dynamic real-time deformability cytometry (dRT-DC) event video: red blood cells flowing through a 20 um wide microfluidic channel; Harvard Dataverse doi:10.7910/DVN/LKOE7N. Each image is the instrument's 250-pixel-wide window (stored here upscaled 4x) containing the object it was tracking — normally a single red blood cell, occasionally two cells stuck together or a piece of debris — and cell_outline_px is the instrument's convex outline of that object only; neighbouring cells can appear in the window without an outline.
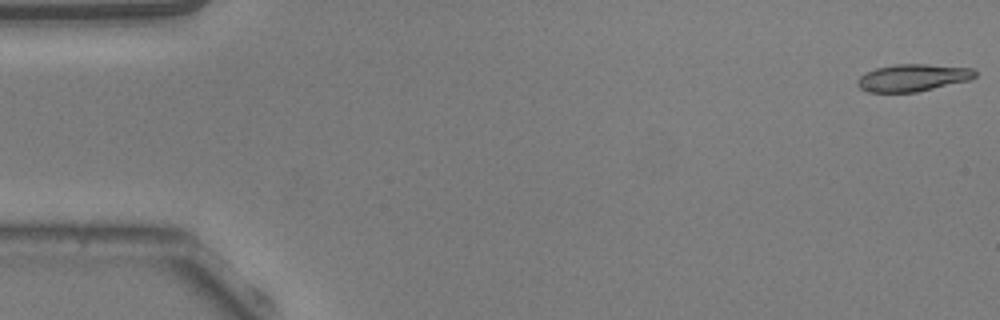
{"species": "common noctule bat (a hibernating species)", "species_latin": "Nyctalus noctula", "temperature_condition": "warm", "stored_images_in_passage": 43, "camera_frame_rate_fps": 3000, "um_per_image_px": 0.085, "animal": {"sex": "male", "body_mass_g": 20.5, "forearm_length_mm": 52.5}, "frame": {"image": 1, "passage_image": 1, "time_ms": 0.0, "image_size_px": [1000, 320], "cell_outline_px": [[976, 76], [968, 80], [916, 92], [868, 92], [860, 88], [856, 84], [856, 80], [860, 76], [876, 68], [896, 64], [928, 64], [972, 68], [976, 72]], "centroid_in_image_um": [77.56, 6.6], "position_along_channel_um": 7.4, "area_um2": 18.5}}
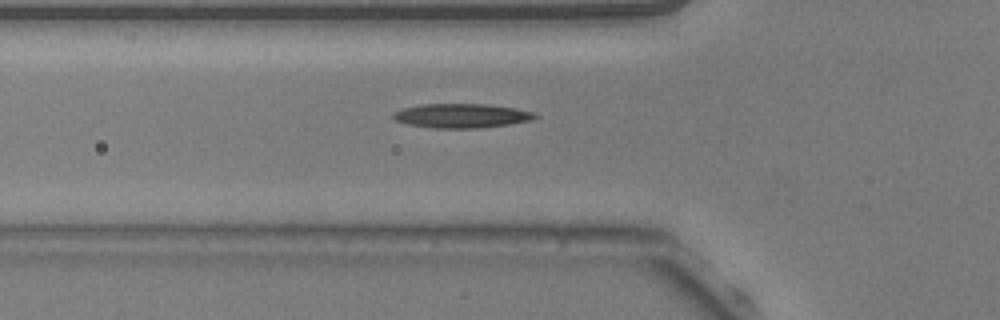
{"frame": {"image": 2, "passage_image": 18, "time_ms": 5.667, "image_size_px": [1000, 320], "cell_outline_px": [[536, 116], [532, 120], [508, 124], [476, 128], [432, 128], [408, 124], [396, 120], [392, 116], [392, 112], [404, 108], [420, 104], [488, 104], [536, 112]], "centroid_in_image_um": [39.2, 9.83], "position_along_channel_um": 86.6, "area_um2": 19.88}}
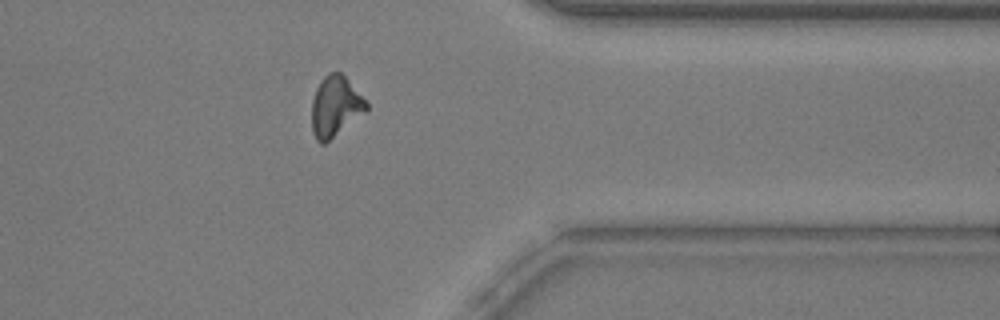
{"frame": {"image": 3, "passage_image": 42, "time_ms": 13.667, "image_size_px": [1000, 320], "cell_outline_px": [[368, 108], [364, 112], [324, 144], [320, 144], [316, 140], [312, 132], [312, 100], [316, 88], [320, 80], [328, 72], [340, 72], [348, 80], [368, 104]], "centroid_in_image_um": [28.46, 9.04], "position_along_channel_um": 382.9, "area_um2": 18.9}}